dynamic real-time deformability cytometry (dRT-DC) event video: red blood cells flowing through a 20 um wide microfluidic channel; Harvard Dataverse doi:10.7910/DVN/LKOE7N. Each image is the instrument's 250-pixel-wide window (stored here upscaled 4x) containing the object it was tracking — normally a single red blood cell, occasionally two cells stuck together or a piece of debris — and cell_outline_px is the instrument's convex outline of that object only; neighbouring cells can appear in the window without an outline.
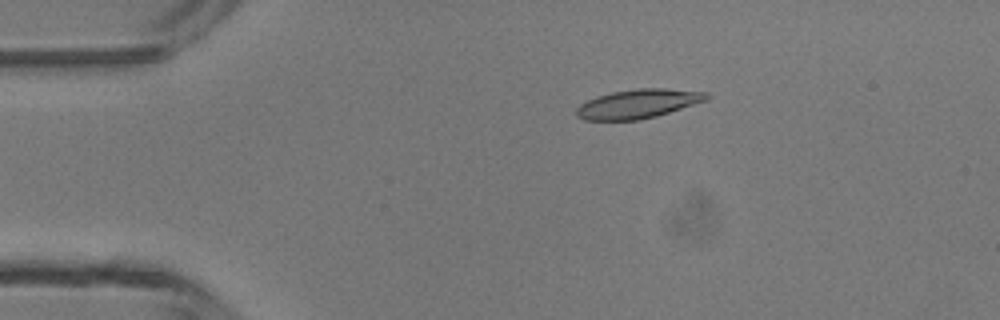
{"species": "common noctule bat (a hibernating species)", "species_latin": "Nyctalus noctula", "temperature_condition": "room temperature", "stored_images_in_passage": 47, "camera_frame_rate_fps": 3000, "um_per_image_px": 0.085, "animal": {"sex": "male", "body_mass_g": 13.3}, "frame": {"image": 1, "passage_image": 9, "time_ms": 2.667, "image_size_px": [1000, 320], "cell_outline_px": [[708, 100], [656, 116], [640, 120], [584, 120], [576, 116], [576, 108], [580, 104], [596, 96], [612, 92], [636, 88], [664, 88], [708, 92]], "centroid_in_image_um": [54.22, 8.82], "position_along_channel_um": 30.8, "area_um2": 22.08}}
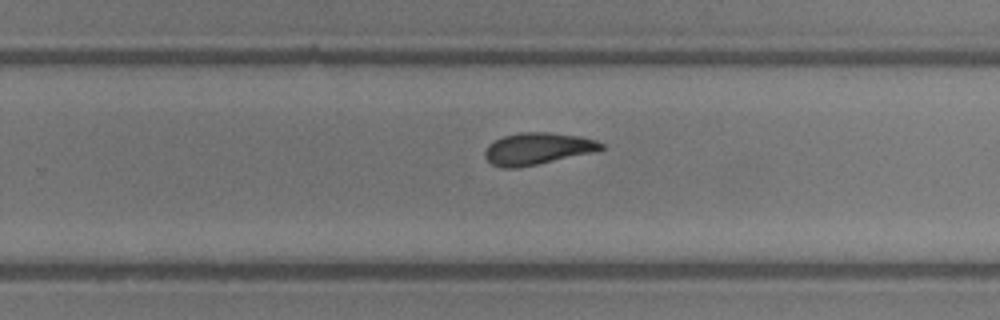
{"frame": {"image": 2, "passage_image": 30, "time_ms": 9.667, "image_size_px": [1000, 320], "cell_outline_px": [[604, 148], [592, 152], [536, 164], [516, 168], [504, 168], [492, 164], [484, 156], [484, 152], [488, 144], [504, 136], [520, 132], [552, 132], [580, 136], [596, 140], [604, 144]], "centroid_in_image_um": [45.67, 12.62], "position_along_channel_um": 284.1, "area_um2": 21.39}}
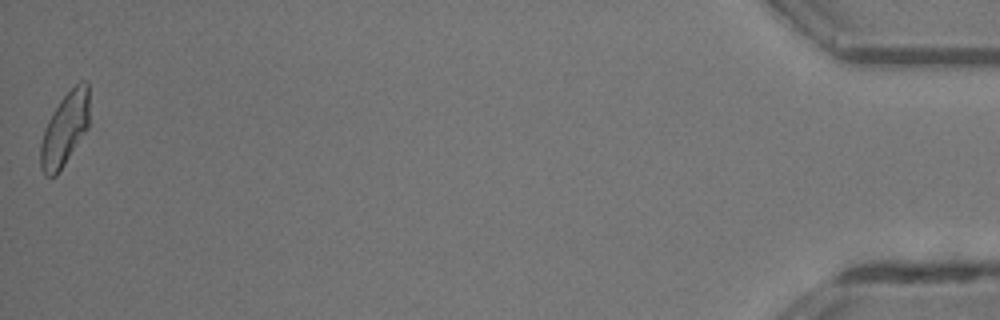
{"frame": {"image": 3, "passage_image": 47, "time_ms": 15.333, "image_size_px": [1000, 320], "cell_outline_px": [[88, 128], [56, 176], [44, 176], [40, 168], [40, 140], [44, 128], [48, 120], [60, 100], [80, 80], [88, 80]], "centroid_in_image_um": [5.48, 10.99], "position_along_channel_um": 429.7, "area_um2": 20.75}, "authors_computed_cell_mechanics": {"area_um2": 21.6172, "velocity_mm_per_s": 4.3512, "shape_relaxation_time_tau1_ms": 9.1098, "shape_relaxation_time_tau2_ms": 2.5809, "deformation_change_tau1": 0.239, "deformation_change_tau2": 0.0969}}